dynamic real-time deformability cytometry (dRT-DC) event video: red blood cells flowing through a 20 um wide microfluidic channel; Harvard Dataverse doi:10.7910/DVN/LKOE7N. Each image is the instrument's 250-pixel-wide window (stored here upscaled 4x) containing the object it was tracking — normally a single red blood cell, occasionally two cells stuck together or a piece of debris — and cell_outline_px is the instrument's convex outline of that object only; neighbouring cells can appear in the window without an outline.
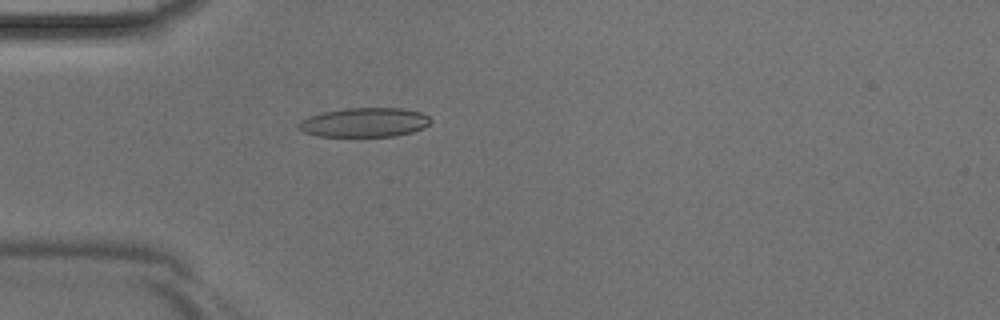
{"species": "Egyptian fruit bat (a non-hibernating species)", "species_latin": "Rousettus aegyptiacus", "temperature_condition": "room temperature", "stored_images_in_passage": 32, "camera_frame_rate_fps": 3000, "um_per_image_px": 0.085, "animal": {"sex": "male"}, "frame": {"image": 1, "passage_image": 1, "time_ms": 0.0, "image_size_px": [1000, 320], "cell_outline_px": [[432, 120], [424, 128], [412, 132], [396, 136], [316, 136], [304, 132], [296, 124], [300, 120], [324, 112], [344, 108], [400, 108], [420, 112], [428, 116]], "centroid_in_image_um": [30.99, 10.41], "position_along_channel_um": 54.0, "area_um2": 22.43}}
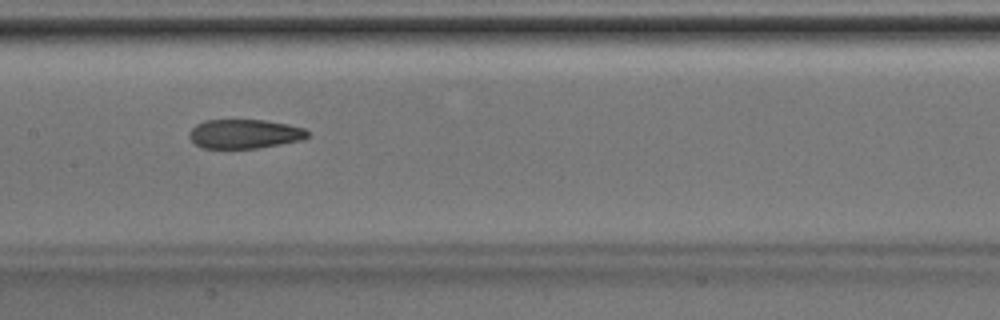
{"frame": {"image": 2, "passage_image": 10, "time_ms": 3.0, "image_size_px": [1000, 320], "cell_outline_px": [[308, 136], [300, 140], [256, 148], [200, 148], [188, 136], [188, 132], [196, 124], [204, 120], [264, 120], [288, 124], [304, 128], [308, 132]], "centroid_in_image_um": [20.74, 11.37], "position_along_channel_um": 186.7, "area_um2": 20.0}}